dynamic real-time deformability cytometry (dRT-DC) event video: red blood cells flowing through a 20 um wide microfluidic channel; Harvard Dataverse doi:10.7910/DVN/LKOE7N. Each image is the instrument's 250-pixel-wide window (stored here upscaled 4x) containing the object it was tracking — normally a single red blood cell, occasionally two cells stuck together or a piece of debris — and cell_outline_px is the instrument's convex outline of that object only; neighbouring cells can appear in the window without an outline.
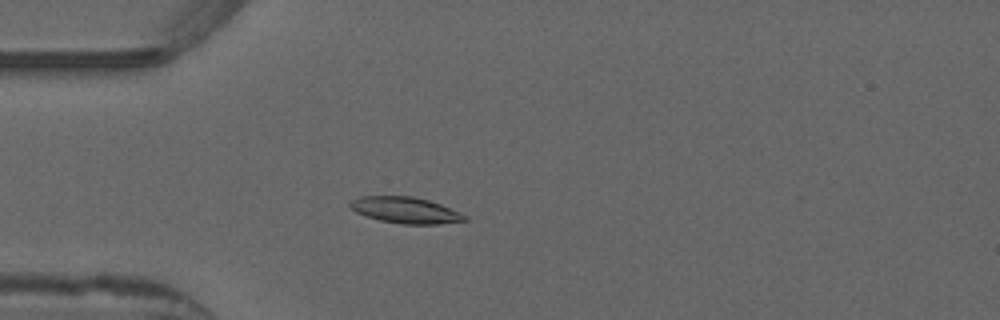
{"species": "common noctule bat (a hibernating species)", "species_latin": "Nyctalus noctula", "temperature_condition": "warm", "stored_images_in_passage": 52, "camera_frame_rate_fps": 3000, "um_per_image_px": 0.085, "animal": {"sex": "male", "forearm_length_mm": 52.5}, "frame": {"image": 1, "passage_image": 14, "time_ms": 4.333, "image_size_px": [1000, 320], "cell_outline_px": [[468, 220], [440, 224], [400, 224], [380, 220], [356, 212], [348, 208], [348, 204], [352, 200], [360, 196], [412, 196], [428, 200], [440, 204], [460, 212], [468, 216]], "centroid_in_image_um": [34.46, 17.86], "position_along_channel_um": 50.5, "area_um2": 17.57}}
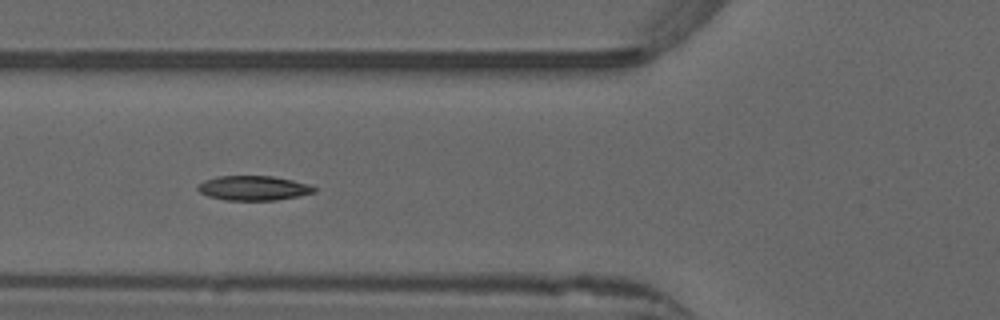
{"frame": {"image": 2, "passage_image": 19, "time_ms": 6.0, "image_size_px": [1000, 320], "cell_outline_px": [[316, 192], [300, 196], [276, 200], [224, 200], [208, 196], [200, 192], [196, 188], [196, 184], [204, 180], [216, 176], [272, 176], [312, 184], [316, 188]], "centroid_in_image_um": [21.55, 15.98], "position_along_channel_um": 104.3, "area_um2": 16.94}}
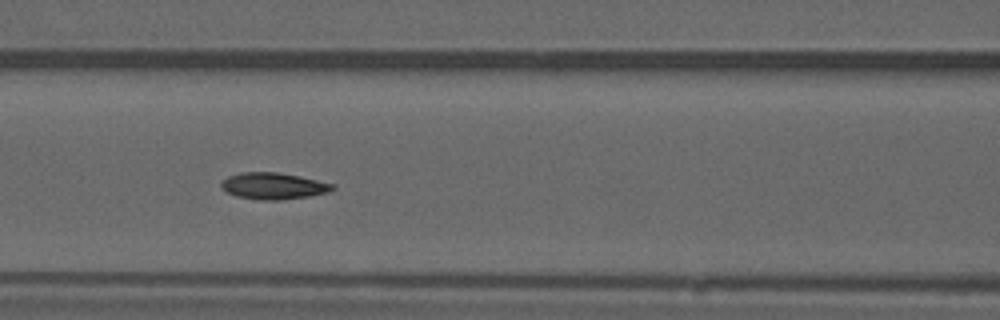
{"frame": {"image": 3, "passage_image": 22, "time_ms": 7.0, "image_size_px": [1000, 320], "cell_outline_px": [[336, 188], [328, 192], [308, 196], [280, 200], [260, 200], [236, 196], [220, 188], [220, 180], [228, 176], [240, 172], [276, 172], [300, 176], [336, 184]], "centroid_in_image_um": [23.22, 15.8], "position_along_channel_um": 143.4, "area_um2": 17.4}, "authors_computed_cell_mechanics": {"area_um2": 17.1955, "velocity_mm_per_s": 3.8769, "shape_relaxation_time_tau1_ms": 8.4256, "shape_relaxation_time_tau2_ms": 3.6864, "deformation_change_tau1": 0.1959, "deformation_change_tau2": 0.0601}}